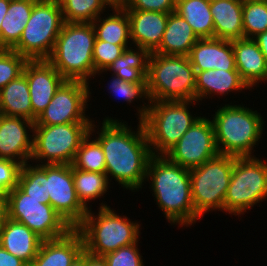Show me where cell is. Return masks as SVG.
<instances>
[{"instance_id":"obj_1","label":"cell","mask_w":267,"mask_h":266,"mask_svg":"<svg viewBox=\"0 0 267 266\" xmlns=\"http://www.w3.org/2000/svg\"><path fill=\"white\" fill-rule=\"evenodd\" d=\"M125 123L106 117L96 140L105 155L108 179L111 175L124 189L137 191L146 180L152 152L143 123L139 121L137 131Z\"/></svg>"},{"instance_id":"obj_2","label":"cell","mask_w":267,"mask_h":266,"mask_svg":"<svg viewBox=\"0 0 267 266\" xmlns=\"http://www.w3.org/2000/svg\"><path fill=\"white\" fill-rule=\"evenodd\" d=\"M148 179L156 204L170 224L191 226L200 219L193 206L190 170L171 162L165 155H152L147 165Z\"/></svg>"},{"instance_id":"obj_3","label":"cell","mask_w":267,"mask_h":266,"mask_svg":"<svg viewBox=\"0 0 267 266\" xmlns=\"http://www.w3.org/2000/svg\"><path fill=\"white\" fill-rule=\"evenodd\" d=\"M96 40L92 23L64 22L47 61L66 79L89 83L95 76L93 50Z\"/></svg>"},{"instance_id":"obj_4","label":"cell","mask_w":267,"mask_h":266,"mask_svg":"<svg viewBox=\"0 0 267 266\" xmlns=\"http://www.w3.org/2000/svg\"><path fill=\"white\" fill-rule=\"evenodd\" d=\"M219 108L211 120L219 154L253 156L252 150L263 134L262 115L242 105L225 104Z\"/></svg>"},{"instance_id":"obj_5","label":"cell","mask_w":267,"mask_h":266,"mask_svg":"<svg viewBox=\"0 0 267 266\" xmlns=\"http://www.w3.org/2000/svg\"><path fill=\"white\" fill-rule=\"evenodd\" d=\"M194 102L197 101H151L137 109L152 155H165L200 118L188 110Z\"/></svg>"},{"instance_id":"obj_6","label":"cell","mask_w":267,"mask_h":266,"mask_svg":"<svg viewBox=\"0 0 267 266\" xmlns=\"http://www.w3.org/2000/svg\"><path fill=\"white\" fill-rule=\"evenodd\" d=\"M97 215L88 209L82 222L75 228L82 236L84 250L95 256H104L139 241L138 222L119 215L107 204L101 203Z\"/></svg>"},{"instance_id":"obj_7","label":"cell","mask_w":267,"mask_h":266,"mask_svg":"<svg viewBox=\"0 0 267 266\" xmlns=\"http://www.w3.org/2000/svg\"><path fill=\"white\" fill-rule=\"evenodd\" d=\"M147 86L151 101H196V72L188 56L151 53Z\"/></svg>"},{"instance_id":"obj_8","label":"cell","mask_w":267,"mask_h":266,"mask_svg":"<svg viewBox=\"0 0 267 266\" xmlns=\"http://www.w3.org/2000/svg\"><path fill=\"white\" fill-rule=\"evenodd\" d=\"M63 23L58 0H38L19 42L11 50L28 60L47 59L52 53Z\"/></svg>"},{"instance_id":"obj_9","label":"cell","mask_w":267,"mask_h":266,"mask_svg":"<svg viewBox=\"0 0 267 266\" xmlns=\"http://www.w3.org/2000/svg\"><path fill=\"white\" fill-rule=\"evenodd\" d=\"M234 162L235 156L218 154L201 166L190 170L193 206L200 218L208 211L216 209L224 211V199Z\"/></svg>"},{"instance_id":"obj_10","label":"cell","mask_w":267,"mask_h":266,"mask_svg":"<svg viewBox=\"0 0 267 266\" xmlns=\"http://www.w3.org/2000/svg\"><path fill=\"white\" fill-rule=\"evenodd\" d=\"M267 198V163L255 156L236 157L224 211L238 215Z\"/></svg>"},{"instance_id":"obj_11","label":"cell","mask_w":267,"mask_h":266,"mask_svg":"<svg viewBox=\"0 0 267 266\" xmlns=\"http://www.w3.org/2000/svg\"><path fill=\"white\" fill-rule=\"evenodd\" d=\"M90 126L91 123L34 125L31 160H36V163L41 160L42 165H72Z\"/></svg>"},{"instance_id":"obj_12","label":"cell","mask_w":267,"mask_h":266,"mask_svg":"<svg viewBox=\"0 0 267 266\" xmlns=\"http://www.w3.org/2000/svg\"><path fill=\"white\" fill-rule=\"evenodd\" d=\"M8 218L23 223L43 240L67 235L73 228L45 200H36L18 186L6 195Z\"/></svg>"},{"instance_id":"obj_13","label":"cell","mask_w":267,"mask_h":266,"mask_svg":"<svg viewBox=\"0 0 267 266\" xmlns=\"http://www.w3.org/2000/svg\"><path fill=\"white\" fill-rule=\"evenodd\" d=\"M89 87V83L84 81L65 80L38 116L35 125L92 123L93 120L85 114L91 94Z\"/></svg>"},{"instance_id":"obj_14","label":"cell","mask_w":267,"mask_h":266,"mask_svg":"<svg viewBox=\"0 0 267 266\" xmlns=\"http://www.w3.org/2000/svg\"><path fill=\"white\" fill-rule=\"evenodd\" d=\"M218 154L212 121L200 117L165 156L171 162L191 170Z\"/></svg>"},{"instance_id":"obj_15","label":"cell","mask_w":267,"mask_h":266,"mask_svg":"<svg viewBox=\"0 0 267 266\" xmlns=\"http://www.w3.org/2000/svg\"><path fill=\"white\" fill-rule=\"evenodd\" d=\"M48 193L50 205L75 229L84 219L89 208L78 199L72 165H47Z\"/></svg>"},{"instance_id":"obj_16","label":"cell","mask_w":267,"mask_h":266,"mask_svg":"<svg viewBox=\"0 0 267 266\" xmlns=\"http://www.w3.org/2000/svg\"><path fill=\"white\" fill-rule=\"evenodd\" d=\"M34 125V121L24 117L0 114V159L12 160L21 166L28 163L34 138L28 131L33 132Z\"/></svg>"},{"instance_id":"obj_17","label":"cell","mask_w":267,"mask_h":266,"mask_svg":"<svg viewBox=\"0 0 267 266\" xmlns=\"http://www.w3.org/2000/svg\"><path fill=\"white\" fill-rule=\"evenodd\" d=\"M23 74L29 85L33 121L35 122L66 79L47 59L28 60L24 66Z\"/></svg>"},{"instance_id":"obj_18","label":"cell","mask_w":267,"mask_h":266,"mask_svg":"<svg viewBox=\"0 0 267 266\" xmlns=\"http://www.w3.org/2000/svg\"><path fill=\"white\" fill-rule=\"evenodd\" d=\"M130 21V38L134 47L155 52L160 44L168 22L169 13L125 10Z\"/></svg>"},{"instance_id":"obj_19","label":"cell","mask_w":267,"mask_h":266,"mask_svg":"<svg viewBox=\"0 0 267 266\" xmlns=\"http://www.w3.org/2000/svg\"><path fill=\"white\" fill-rule=\"evenodd\" d=\"M188 57L195 72L210 69L237 70L232 42L228 40L199 39Z\"/></svg>"},{"instance_id":"obj_20","label":"cell","mask_w":267,"mask_h":266,"mask_svg":"<svg viewBox=\"0 0 267 266\" xmlns=\"http://www.w3.org/2000/svg\"><path fill=\"white\" fill-rule=\"evenodd\" d=\"M83 250L81 234L72 229L58 239L43 240L37 256L29 266H70Z\"/></svg>"},{"instance_id":"obj_21","label":"cell","mask_w":267,"mask_h":266,"mask_svg":"<svg viewBox=\"0 0 267 266\" xmlns=\"http://www.w3.org/2000/svg\"><path fill=\"white\" fill-rule=\"evenodd\" d=\"M236 69L249 88L267 80V62L253 38L232 40Z\"/></svg>"},{"instance_id":"obj_22","label":"cell","mask_w":267,"mask_h":266,"mask_svg":"<svg viewBox=\"0 0 267 266\" xmlns=\"http://www.w3.org/2000/svg\"><path fill=\"white\" fill-rule=\"evenodd\" d=\"M43 239L23 223L7 219L0 233V245L28 266L37 256Z\"/></svg>"},{"instance_id":"obj_23","label":"cell","mask_w":267,"mask_h":266,"mask_svg":"<svg viewBox=\"0 0 267 266\" xmlns=\"http://www.w3.org/2000/svg\"><path fill=\"white\" fill-rule=\"evenodd\" d=\"M210 10L214 38L228 41L244 38L242 0L210 1Z\"/></svg>"},{"instance_id":"obj_24","label":"cell","mask_w":267,"mask_h":266,"mask_svg":"<svg viewBox=\"0 0 267 266\" xmlns=\"http://www.w3.org/2000/svg\"><path fill=\"white\" fill-rule=\"evenodd\" d=\"M248 89L237 70L210 69L196 72V101L211 97L212 94L225 95L228 92Z\"/></svg>"},{"instance_id":"obj_25","label":"cell","mask_w":267,"mask_h":266,"mask_svg":"<svg viewBox=\"0 0 267 266\" xmlns=\"http://www.w3.org/2000/svg\"><path fill=\"white\" fill-rule=\"evenodd\" d=\"M198 40L199 38L184 18L176 12L169 13L161 44L154 53L189 56Z\"/></svg>"},{"instance_id":"obj_26","label":"cell","mask_w":267,"mask_h":266,"mask_svg":"<svg viewBox=\"0 0 267 266\" xmlns=\"http://www.w3.org/2000/svg\"><path fill=\"white\" fill-rule=\"evenodd\" d=\"M38 0H11L7 14L1 23L0 49H12L22 32Z\"/></svg>"},{"instance_id":"obj_27","label":"cell","mask_w":267,"mask_h":266,"mask_svg":"<svg viewBox=\"0 0 267 266\" xmlns=\"http://www.w3.org/2000/svg\"><path fill=\"white\" fill-rule=\"evenodd\" d=\"M0 114L33 121V109L27 78L21 74L0 90Z\"/></svg>"},{"instance_id":"obj_28","label":"cell","mask_w":267,"mask_h":266,"mask_svg":"<svg viewBox=\"0 0 267 266\" xmlns=\"http://www.w3.org/2000/svg\"><path fill=\"white\" fill-rule=\"evenodd\" d=\"M150 55L147 49L141 47L132 49L129 46L105 71H112L113 75L123 81L142 83L148 75Z\"/></svg>"},{"instance_id":"obj_29","label":"cell","mask_w":267,"mask_h":266,"mask_svg":"<svg viewBox=\"0 0 267 266\" xmlns=\"http://www.w3.org/2000/svg\"><path fill=\"white\" fill-rule=\"evenodd\" d=\"M113 9V10H112ZM114 11L103 19L98 16L92 25L95 30L96 40H102L115 45H128L130 38V21L127 12L120 5H113Z\"/></svg>"},{"instance_id":"obj_30","label":"cell","mask_w":267,"mask_h":266,"mask_svg":"<svg viewBox=\"0 0 267 266\" xmlns=\"http://www.w3.org/2000/svg\"><path fill=\"white\" fill-rule=\"evenodd\" d=\"M175 12L187 21L199 39L214 38L210 0H176Z\"/></svg>"},{"instance_id":"obj_31","label":"cell","mask_w":267,"mask_h":266,"mask_svg":"<svg viewBox=\"0 0 267 266\" xmlns=\"http://www.w3.org/2000/svg\"><path fill=\"white\" fill-rule=\"evenodd\" d=\"M61 6L63 21L66 23H92L105 11L112 8L110 0H58Z\"/></svg>"},{"instance_id":"obj_32","label":"cell","mask_w":267,"mask_h":266,"mask_svg":"<svg viewBox=\"0 0 267 266\" xmlns=\"http://www.w3.org/2000/svg\"><path fill=\"white\" fill-rule=\"evenodd\" d=\"M72 175L78 199L86 208L87 202L103 197L108 190L110 179L106 173L82 171L72 166Z\"/></svg>"},{"instance_id":"obj_33","label":"cell","mask_w":267,"mask_h":266,"mask_svg":"<svg viewBox=\"0 0 267 266\" xmlns=\"http://www.w3.org/2000/svg\"><path fill=\"white\" fill-rule=\"evenodd\" d=\"M17 186L31 198L45 200V204H50L47 165L39 162L34 166L28 163L22 165Z\"/></svg>"},{"instance_id":"obj_34","label":"cell","mask_w":267,"mask_h":266,"mask_svg":"<svg viewBox=\"0 0 267 266\" xmlns=\"http://www.w3.org/2000/svg\"><path fill=\"white\" fill-rule=\"evenodd\" d=\"M95 128V124L91 123L89 134L82 140L72 166L82 171L105 173L106 164L103 149L96 139H91V134L94 133Z\"/></svg>"},{"instance_id":"obj_35","label":"cell","mask_w":267,"mask_h":266,"mask_svg":"<svg viewBox=\"0 0 267 266\" xmlns=\"http://www.w3.org/2000/svg\"><path fill=\"white\" fill-rule=\"evenodd\" d=\"M264 31H267V0L244 1V38H254Z\"/></svg>"},{"instance_id":"obj_36","label":"cell","mask_w":267,"mask_h":266,"mask_svg":"<svg viewBox=\"0 0 267 266\" xmlns=\"http://www.w3.org/2000/svg\"><path fill=\"white\" fill-rule=\"evenodd\" d=\"M28 59L10 49H0V90L23 74Z\"/></svg>"},{"instance_id":"obj_37","label":"cell","mask_w":267,"mask_h":266,"mask_svg":"<svg viewBox=\"0 0 267 266\" xmlns=\"http://www.w3.org/2000/svg\"><path fill=\"white\" fill-rule=\"evenodd\" d=\"M126 48H129L128 45H115L107 41L95 40L93 50L95 75L105 72L107 67L120 57Z\"/></svg>"},{"instance_id":"obj_38","label":"cell","mask_w":267,"mask_h":266,"mask_svg":"<svg viewBox=\"0 0 267 266\" xmlns=\"http://www.w3.org/2000/svg\"><path fill=\"white\" fill-rule=\"evenodd\" d=\"M112 78L108 87L110 86L109 91L114 93V96H120V98L122 97L128 103H132L135 99L142 97L151 102L148 94L147 78L142 83L123 81L113 74Z\"/></svg>"},{"instance_id":"obj_39","label":"cell","mask_w":267,"mask_h":266,"mask_svg":"<svg viewBox=\"0 0 267 266\" xmlns=\"http://www.w3.org/2000/svg\"><path fill=\"white\" fill-rule=\"evenodd\" d=\"M139 253L137 241L134 244L107 253L103 257L107 266H144L142 256Z\"/></svg>"},{"instance_id":"obj_40","label":"cell","mask_w":267,"mask_h":266,"mask_svg":"<svg viewBox=\"0 0 267 266\" xmlns=\"http://www.w3.org/2000/svg\"><path fill=\"white\" fill-rule=\"evenodd\" d=\"M176 0H123L124 10H141L163 13L175 12Z\"/></svg>"},{"instance_id":"obj_41","label":"cell","mask_w":267,"mask_h":266,"mask_svg":"<svg viewBox=\"0 0 267 266\" xmlns=\"http://www.w3.org/2000/svg\"><path fill=\"white\" fill-rule=\"evenodd\" d=\"M21 165L15 161L0 159V195L6 196L17 186Z\"/></svg>"},{"instance_id":"obj_42","label":"cell","mask_w":267,"mask_h":266,"mask_svg":"<svg viewBox=\"0 0 267 266\" xmlns=\"http://www.w3.org/2000/svg\"><path fill=\"white\" fill-rule=\"evenodd\" d=\"M0 266H28L20 258L12 255L0 245Z\"/></svg>"},{"instance_id":"obj_43","label":"cell","mask_w":267,"mask_h":266,"mask_svg":"<svg viewBox=\"0 0 267 266\" xmlns=\"http://www.w3.org/2000/svg\"><path fill=\"white\" fill-rule=\"evenodd\" d=\"M8 219V202L6 196L0 195V233Z\"/></svg>"},{"instance_id":"obj_44","label":"cell","mask_w":267,"mask_h":266,"mask_svg":"<svg viewBox=\"0 0 267 266\" xmlns=\"http://www.w3.org/2000/svg\"><path fill=\"white\" fill-rule=\"evenodd\" d=\"M253 39L257 42L258 47L262 54L265 56L267 62V31L259 33Z\"/></svg>"},{"instance_id":"obj_45","label":"cell","mask_w":267,"mask_h":266,"mask_svg":"<svg viewBox=\"0 0 267 266\" xmlns=\"http://www.w3.org/2000/svg\"><path fill=\"white\" fill-rule=\"evenodd\" d=\"M70 266H88V252L83 250Z\"/></svg>"},{"instance_id":"obj_46","label":"cell","mask_w":267,"mask_h":266,"mask_svg":"<svg viewBox=\"0 0 267 266\" xmlns=\"http://www.w3.org/2000/svg\"><path fill=\"white\" fill-rule=\"evenodd\" d=\"M88 266H107L103 256H95L88 253Z\"/></svg>"},{"instance_id":"obj_47","label":"cell","mask_w":267,"mask_h":266,"mask_svg":"<svg viewBox=\"0 0 267 266\" xmlns=\"http://www.w3.org/2000/svg\"><path fill=\"white\" fill-rule=\"evenodd\" d=\"M10 1L11 0H0V34H1V23L5 15L7 14Z\"/></svg>"},{"instance_id":"obj_48","label":"cell","mask_w":267,"mask_h":266,"mask_svg":"<svg viewBox=\"0 0 267 266\" xmlns=\"http://www.w3.org/2000/svg\"><path fill=\"white\" fill-rule=\"evenodd\" d=\"M114 5H121L123 0H110Z\"/></svg>"}]
</instances>
